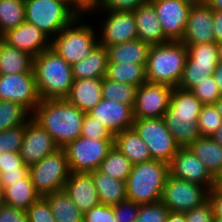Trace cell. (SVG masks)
<instances>
[{"instance_id": "obj_1", "label": "cell", "mask_w": 222, "mask_h": 222, "mask_svg": "<svg viewBox=\"0 0 222 222\" xmlns=\"http://www.w3.org/2000/svg\"><path fill=\"white\" fill-rule=\"evenodd\" d=\"M85 112L66 99L41 100L32 118L51 134L59 148L81 136Z\"/></svg>"}, {"instance_id": "obj_2", "label": "cell", "mask_w": 222, "mask_h": 222, "mask_svg": "<svg viewBox=\"0 0 222 222\" xmlns=\"http://www.w3.org/2000/svg\"><path fill=\"white\" fill-rule=\"evenodd\" d=\"M202 102L191 92L173 88L163 119L179 147H189L200 137L198 116Z\"/></svg>"}, {"instance_id": "obj_3", "label": "cell", "mask_w": 222, "mask_h": 222, "mask_svg": "<svg viewBox=\"0 0 222 222\" xmlns=\"http://www.w3.org/2000/svg\"><path fill=\"white\" fill-rule=\"evenodd\" d=\"M33 70L41 100L66 98L74 82L72 65L53 48L34 57Z\"/></svg>"}, {"instance_id": "obj_4", "label": "cell", "mask_w": 222, "mask_h": 222, "mask_svg": "<svg viewBox=\"0 0 222 222\" xmlns=\"http://www.w3.org/2000/svg\"><path fill=\"white\" fill-rule=\"evenodd\" d=\"M187 57V47L181 41L151 45L146 65L147 81L178 87Z\"/></svg>"}, {"instance_id": "obj_5", "label": "cell", "mask_w": 222, "mask_h": 222, "mask_svg": "<svg viewBox=\"0 0 222 222\" xmlns=\"http://www.w3.org/2000/svg\"><path fill=\"white\" fill-rule=\"evenodd\" d=\"M169 175V164L150 160L132 166L126 180L127 200L140 205L161 201L163 188Z\"/></svg>"}, {"instance_id": "obj_6", "label": "cell", "mask_w": 222, "mask_h": 222, "mask_svg": "<svg viewBox=\"0 0 222 222\" xmlns=\"http://www.w3.org/2000/svg\"><path fill=\"white\" fill-rule=\"evenodd\" d=\"M82 12L70 0H25V21L51 40Z\"/></svg>"}, {"instance_id": "obj_7", "label": "cell", "mask_w": 222, "mask_h": 222, "mask_svg": "<svg viewBox=\"0 0 222 222\" xmlns=\"http://www.w3.org/2000/svg\"><path fill=\"white\" fill-rule=\"evenodd\" d=\"M85 15V12L80 14L51 40V48L70 65L88 56L99 44L97 29L82 22Z\"/></svg>"}, {"instance_id": "obj_8", "label": "cell", "mask_w": 222, "mask_h": 222, "mask_svg": "<svg viewBox=\"0 0 222 222\" xmlns=\"http://www.w3.org/2000/svg\"><path fill=\"white\" fill-rule=\"evenodd\" d=\"M70 175L67 154L59 148L29 167V176L41 197L62 190Z\"/></svg>"}, {"instance_id": "obj_9", "label": "cell", "mask_w": 222, "mask_h": 222, "mask_svg": "<svg viewBox=\"0 0 222 222\" xmlns=\"http://www.w3.org/2000/svg\"><path fill=\"white\" fill-rule=\"evenodd\" d=\"M185 46L188 57L178 88L190 91L198 82L213 75L222 53V45L211 42Z\"/></svg>"}, {"instance_id": "obj_10", "label": "cell", "mask_w": 222, "mask_h": 222, "mask_svg": "<svg viewBox=\"0 0 222 222\" xmlns=\"http://www.w3.org/2000/svg\"><path fill=\"white\" fill-rule=\"evenodd\" d=\"M133 127L149 148L153 160L169 164L180 149L162 117L134 118Z\"/></svg>"}, {"instance_id": "obj_11", "label": "cell", "mask_w": 222, "mask_h": 222, "mask_svg": "<svg viewBox=\"0 0 222 222\" xmlns=\"http://www.w3.org/2000/svg\"><path fill=\"white\" fill-rule=\"evenodd\" d=\"M113 147V139L95 140L83 136L64 147L70 172H90L97 170Z\"/></svg>"}, {"instance_id": "obj_12", "label": "cell", "mask_w": 222, "mask_h": 222, "mask_svg": "<svg viewBox=\"0 0 222 222\" xmlns=\"http://www.w3.org/2000/svg\"><path fill=\"white\" fill-rule=\"evenodd\" d=\"M208 199L209 189L207 187L168 175L161 202L170 212L184 213L203 204Z\"/></svg>"}, {"instance_id": "obj_13", "label": "cell", "mask_w": 222, "mask_h": 222, "mask_svg": "<svg viewBox=\"0 0 222 222\" xmlns=\"http://www.w3.org/2000/svg\"><path fill=\"white\" fill-rule=\"evenodd\" d=\"M88 12L90 14L101 13V15L105 13L102 15L104 20L98 27L99 44L109 46L138 39L136 21L132 11L86 9L85 13Z\"/></svg>"}, {"instance_id": "obj_14", "label": "cell", "mask_w": 222, "mask_h": 222, "mask_svg": "<svg viewBox=\"0 0 222 222\" xmlns=\"http://www.w3.org/2000/svg\"><path fill=\"white\" fill-rule=\"evenodd\" d=\"M0 100L16 102L33 113L41 102L35 73L0 74Z\"/></svg>"}, {"instance_id": "obj_15", "label": "cell", "mask_w": 222, "mask_h": 222, "mask_svg": "<svg viewBox=\"0 0 222 222\" xmlns=\"http://www.w3.org/2000/svg\"><path fill=\"white\" fill-rule=\"evenodd\" d=\"M173 87L145 82L136 89L133 106L134 118H160L169 107Z\"/></svg>"}, {"instance_id": "obj_16", "label": "cell", "mask_w": 222, "mask_h": 222, "mask_svg": "<svg viewBox=\"0 0 222 222\" xmlns=\"http://www.w3.org/2000/svg\"><path fill=\"white\" fill-rule=\"evenodd\" d=\"M169 175L174 178L213 188L217 181L211 176L204 163L189 147H180L169 163Z\"/></svg>"}, {"instance_id": "obj_17", "label": "cell", "mask_w": 222, "mask_h": 222, "mask_svg": "<svg viewBox=\"0 0 222 222\" xmlns=\"http://www.w3.org/2000/svg\"><path fill=\"white\" fill-rule=\"evenodd\" d=\"M169 41H181L191 5L181 0H150Z\"/></svg>"}, {"instance_id": "obj_18", "label": "cell", "mask_w": 222, "mask_h": 222, "mask_svg": "<svg viewBox=\"0 0 222 222\" xmlns=\"http://www.w3.org/2000/svg\"><path fill=\"white\" fill-rule=\"evenodd\" d=\"M57 149L59 147L51 134L33 118L25 124V134L19 153L26 166L36 164Z\"/></svg>"}, {"instance_id": "obj_19", "label": "cell", "mask_w": 222, "mask_h": 222, "mask_svg": "<svg viewBox=\"0 0 222 222\" xmlns=\"http://www.w3.org/2000/svg\"><path fill=\"white\" fill-rule=\"evenodd\" d=\"M181 42L185 45L215 42L213 9L207 3L191 6Z\"/></svg>"}, {"instance_id": "obj_20", "label": "cell", "mask_w": 222, "mask_h": 222, "mask_svg": "<svg viewBox=\"0 0 222 222\" xmlns=\"http://www.w3.org/2000/svg\"><path fill=\"white\" fill-rule=\"evenodd\" d=\"M1 38L9 45L37 56L51 47V39L33 24L24 21L16 28L8 30Z\"/></svg>"}, {"instance_id": "obj_21", "label": "cell", "mask_w": 222, "mask_h": 222, "mask_svg": "<svg viewBox=\"0 0 222 222\" xmlns=\"http://www.w3.org/2000/svg\"><path fill=\"white\" fill-rule=\"evenodd\" d=\"M88 113L102 122L113 135L133 127V108L115 100L102 99Z\"/></svg>"}, {"instance_id": "obj_22", "label": "cell", "mask_w": 222, "mask_h": 222, "mask_svg": "<svg viewBox=\"0 0 222 222\" xmlns=\"http://www.w3.org/2000/svg\"><path fill=\"white\" fill-rule=\"evenodd\" d=\"M64 190L83 213L100 204L95 182L90 172H70Z\"/></svg>"}, {"instance_id": "obj_23", "label": "cell", "mask_w": 222, "mask_h": 222, "mask_svg": "<svg viewBox=\"0 0 222 222\" xmlns=\"http://www.w3.org/2000/svg\"><path fill=\"white\" fill-rule=\"evenodd\" d=\"M133 13L136 21L138 39L150 45L169 42L163 33L162 25L158 20L151 1L140 5Z\"/></svg>"}, {"instance_id": "obj_24", "label": "cell", "mask_w": 222, "mask_h": 222, "mask_svg": "<svg viewBox=\"0 0 222 222\" xmlns=\"http://www.w3.org/2000/svg\"><path fill=\"white\" fill-rule=\"evenodd\" d=\"M103 78L74 80L66 100L87 113L102 100Z\"/></svg>"}, {"instance_id": "obj_25", "label": "cell", "mask_w": 222, "mask_h": 222, "mask_svg": "<svg viewBox=\"0 0 222 222\" xmlns=\"http://www.w3.org/2000/svg\"><path fill=\"white\" fill-rule=\"evenodd\" d=\"M113 145L123 153L133 165L152 160L149 148L134 127L116 133L114 135Z\"/></svg>"}, {"instance_id": "obj_26", "label": "cell", "mask_w": 222, "mask_h": 222, "mask_svg": "<svg viewBox=\"0 0 222 222\" xmlns=\"http://www.w3.org/2000/svg\"><path fill=\"white\" fill-rule=\"evenodd\" d=\"M189 148L204 163L211 176L222 182V146L211 137L200 136Z\"/></svg>"}, {"instance_id": "obj_27", "label": "cell", "mask_w": 222, "mask_h": 222, "mask_svg": "<svg viewBox=\"0 0 222 222\" xmlns=\"http://www.w3.org/2000/svg\"><path fill=\"white\" fill-rule=\"evenodd\" d=\"M105 47L108 52V62L147 65L151 45L135 39Z\"/></svg>"}, {"instance_id": "obj_28", "label": "cell", "mask_w": 222, "mask_h": 222, "mask_svg": "<svg viewBox=\"0 0 222 222\" xmlns=\"http://www.w3.org/2000/svg\"><path fill=\"white\" fill-rule=\"evenodd\" d=\"M108 64V52L104 45L98 44L93 51L81 61L72 65L74 80L104 78Z\"/></svg>"}, {"instance_id": "obj_29", "label": "cell", "mask_w": 222, "mask_h": 222, "mask_svg": "<svg viewBox=\"0 0 222 222\" xmlns=\"http://www.w3.org/2000/svg\"><path fill=\"white\" fill-rule=\"evenodd\" d=\"M34 57L9 45L0 37V74L34 72Z\"/></svg>"}, {"instance_id": "obj_30", "label": "cell", "mask_w": 222, "mask_h": 222, "mask_svg": "<svg viewBox=\"0 0 222 222\" xmlns=\"http://www.w3.org/2000/svg\"><path fill=\"white\" fill-rule=\"evenodd\" d=\"M90 174L95 182L101 204L113 206L127 200L126 181L112 178L98 169L90 171Z\"/></svg>"}, {"instance_id": "obj_31", "label": "cell", "mask_w": 222, "mask_h": 222, "mask_svg": "<svg viewBox=\"0 0 222 222\" xmlns=\"http://www.w3.org/2000/svg\"><path fill=\"white\" fill-rule=\"evenodd\" d=\"M40 198L29 174L20 181L9 182V186L4 189L5 204L19 209L26 210Z\"/></svg>"}, {"instance_id": "obj_32", "label": "cell", "mask_w": 222, "mask_h": 222, "mask_svg": "<svg viewBox=\"0 0 222 222\" xmlns=\"http://www.w3.org/2000/svg\"><path fill=\"white\" fill-rule=\"evenodd\" d=\"M43 198L48 202L56 222H83V212L77 208L64 189Z\"/></svg>"}, {"instance_id": "obj_33", "label": "cell", "mask_w": 222, "mask_h": 222, "mask_svg": "<svg viewBox=\"0 0 222 222\" xmlns=\"http://www.w3.org/2000/svg\"><path fill=\"white\" fill-rule=\"evenodd\" d=\"M112 81L139 87L147 82L146 65L108 62L106 76Z\"/></svg>"}, {"instance_id": "obj_34", "label": "cell", "mask_w": 222, "mask_h": 222, "mask_svg": "<svg viewBox=\"0 0 222 222\" xmlns=\"http://www.w3.org/2000/svg\"><path fill=\"white\" fill-rule=\"evenodd\" d=\"M132 166V162L113 145L98 170L112 178L126 181Z\"/></svg>"}, {"instance_id": "obj_35", "label": "cell", "mask_w": 222, "mask_h": 222, "mask_svg": "<svg viewBox=\"0 0 222 222\" xmlns=\"http://www.w3.org/2000/svg\"><path fill=\"white\" fill-rule=\"evenodd\" d=\"M25 21V0H0V37Z\"/></svg>"}, {"instance_id": "obj_36", "label": "cell", "mask_w": 222, "mask_h": 222, "mask_svg": "<svg viewBox=\"0 0 222 222\" xmlns=\"http://www.w3.org/2000/svg\"><path fill=\"white\" fill-rule=\"evenodd\" d=\"M32 113L16 102L0 100V131L26 124Z\"/></svg>"}, {"instance_id": "obj_37", "label": "cell", "mask_w": 222, "mask_h": 222, "mask_svg": "<svg viewBox=\"0 0 222 222\" xmlns=\"http://www.w3.org/2000/svg\"><path fill=\"white\" fill-rule=\"evenodd\" d=\"M137 87L103 78L102 99L115 100L133 108Z\"/></svg>"}, {"instance_id": "obj_38", "label": "cell", "mask_w": 222, "mask_h": 222, "mask_svg": "<svg viewBox=\"0 0 222 222\" xmlns=\"http://www.w3.org/2000/svg\"><path fill=\"white\" fill-rule=\"evenodd\" d=\"M197 123L200 136L211 137L222 125V116L214 104L203 105Z\"/></svg>"}, {"instance_id": "obj_39", "label": "cell", "mask_w": 222, "mask_h": 222, "mask_svg": "<svg viewBox=\"0 0 222 222\" xmlns=\"http://www.w3.org/2000/svg\"><path fill=\"white\" fill-rule=\"evenodd\" d=\"M190 91L202 102L203 105L215 104V102L222 96L213 75L198 82V84Z\"/></svg>"}, {"instance_id": "obj_40", "label": "cell", "mask_w": 222, "mask_h": 222, "mask_svg": "<svg viewBox=\"0 0 222 222\" xmlns=\"http://www.w3.org/2000/svg\"><path fill=\"white\" fill-rule=\"evenodd\" d=\"M25 134V124L0 131V154L20 152Z\"/></svg>"}, {"instance_id": "obj_41", "label": "cell", "mask_w": 222, "mask_h": 222, "mask_svg": "<svg viewBox=\"0 0 222 222\" xmlns=\"http://www.w3.org/2000/svg\"><path fill=\"white\" fill-rule=\"evenodd\" d=\"M81 136L95 140L114 139V135L111 131L104 126L102 122L97 120V118L92 117L88 112L85 113L82 122Z\"/></svg>"}, {"instance_id": "obj_42", "label": "cell", "mask_w": 222, "mask_h": 222, "mask_svg": "<svg viewBox=\"0 0 222 222\" xmlns=\"http://www.w3.org/2000/svg\"><path fill=\"white\" fill-rule=\"evenodd\" d=\"M169 209L161 201L140 205L137 219L134 222H166Z\"/></svg>"}, {"instance_id": "obj_43", "label": "cell", "mask_w": 222, "mask_h": 222, "mask_svg": "<svg viewBox=\"0 0 222 222\" xmlns=\"http://www.w3.org/2000/svg\"><path fill=\"white\" fill-rule=\"evenodd\" d=\"M150 0H95L87 4L86 9H103L112 11H134Z\"/></svg>"}, {"instance_id": "obj_44", "label": "cell", "mask_w": 222, "mask_h": 222, "mask_svg": "<svg viewBox=\"0 0 222 222\" xmlns=\"http://www.w3.org/2000/svg\"><path fill=\"white\" fill-rule=\"evenodd\" d=\"M28 222H56L48 202L41 197L26 210Z\"/></svg>"}, {"instance_id": "obj_45", "label": "cell", "mask_w": 222, "mask_h": 222, "mask_svg": "<svg viewBox=\"0 0 222 222\" xmlns=\"http://www.w3.org/2000/svg\"><path fill=\"white\" fill-rule=\"evenodd\" d=\"M140 204L125 200L113 205L114 222H134L139 213Z\"/></svg>"}, {"instance_id": "obj_46", "label": "cell", "mask_w": 222, "mask_h": 222, "mask_svg": "<svg viewBox=\"0 0 222 222\" xmlns=\"http://www.w3.org/2000/svg\"><path fill=\"white\" fill-rule=\"evenodd\" d=\"M184 213L186 222H214V209L209 199L203 204Z\"/></svg>"}, {"instance_id": "obj_47", "label": "cell", "mask_w": 222, "mask_h": 222, "mask_svg": "<svg viewBox=\"0 0 222 222\" xmlns=\"http://www.w3.org/2000/svg\"><path fill=\"white\" fill-rule=\"evenodd\" d=\"M83 222H114V208L100 203L83 213Z\"/></svg>"}, {"instance_id": "obj_48", "label": "cell", "mask_w": 222, "mask_h": 222, "mask_svg": "<svg viewBox=\"0 0 222 222\" xmlns=\"http://www.w3.org/2000/svg\"><path fill=\"white\" fill-rule=\"evenodd\" d=\"M4 170H29L24 164L19 152H4L0 154V172Z\"/></svg>"}, {"instance_id": "obj_49", "label": "cell", "mask_w": 222, "mask_h": 222, "mask_svg": "<svg viewBox=\"0 0 222 222\" xmlns=\"http://www.w3.org/2000/svg\"><path fill=\"white\" fill-rule=\"evenodd\" d=\"M0 222H28V216L25 210L4 204L0 208Z\"/></svg>"}, {"instance_id": "obj_50", "label": "cell", "mask_w": 222, "mask_h": 222, "mask_svg": "<svg viewBox=\"0 0 222 222\" xmlns=\"http://www.w3.org/2000/svg\"><path fill=\"white\" fill-rule=\"evenodd\" d=\"M209 200L214 209L215 217H222V182H217L216 185L209 190Z\"/></svg>"}, {"instance_id": "obj_51", "label": "cell", "mask_w": 222, "mask_h": 222, "mask_svg": "<svg viewBox=\"0 0 222 222\" xmlns=\"http://www.w3.org/2000/svg\"><path fill=\"white\" fill-rule=\"evenodd\" d=\"M29 174V170H4L0 172V185L3 190L9 186V182L20 181Z\"/></svg>"}, {"instance_id": "obj_52", "label": "cell", "mask_w": 222, "mask_h": 222, "mask_svg": "<svg viewBox=\"0 0 222 222\" xmlns=\"http://www.w3.org/2000/svg\"><path fill=\"white\" fill-rule=\"evenodd\" d=\"M213 32L215 42L222 45V11L213 10Z\"/></svg>"}, {"instance_id": "obj_53", "label": "cell", "mask_w": 222, "mask_h": 222, "mask_svg": "<svg viewBox=\"0 0 222 222\" xmlns=\"http://www.w3.org/2000/svg\"><path fill=\"white\" fill-rule=\"evenodd\" d=\"M213 77L222 93V53L220 55V59L216 66V69L213 73Z\"/></svg>"}, {"instance_id": "obj_54", "label": "cell", "mask_w": 222, "mask_h": 222, "mask_svg": "<svg viewBox=\"0 0 222 222\" xmlns=\"http://www.w3.org/2000/svg\"><path fill=\"white\" fill-rule=\"evenodd\" d=\"M166 222H186L185 213L169 212Z\"/></svg>"}, {"instance_id": "obj_55", "label": "cell", "mask_w": 222, "mask_h": 222, "mask_svg": "<svg viewBox=\"0 0 222 222\" xmlns=\"http://www.w3.org/2000/svg\"><path fill=\"white\" fill-rule=\"evenodd\" d=\"M213 10L222 11V0H207L206 2Z\"/></svg>"}, {"instance_id": "obj_56", "label": "cell", "mask_w": 222, "mask_h": 222, "mask_svg": "<svg viewBox=\"0 0 222 222\" xmlns=\"http://www.w3.org/2000/svg\"><path fill=\"white\" fill-rule=\"evenodd\" d=\"M211 138L222 146V125L218 130L211 136Z\"/></svg>"}, {"instance_id": "obj_57", "label": "cell", "mask_w": 222, "mask_h": 222, "mask_svg": "<svg viewBox=\"0 0 222 222\" xmlns=\"http://www.w3.org/2000/svg\"><path fill=\"white\" fill-rule=\"evenodd\" d=\"M82 13L86 10V4L82 0H70Z\"/></svg>"}, {"instance_id": "obj_58", "label": "cell", "mask_w": 222, "mask_h": 222, "mask_svg": "<svg viewBox=\"0 0 222 222\" xmlns=\"http://www.w3.org/2000/svg\"><path fill=\"white\" fill-rule=\"evenodd\" d=\"M181 1L188 3L191 6L200 5L207 2V0H181Z\"/></svg>"}, {"instance_id": "obj_59", "label": "cell", "mask_w": 222, "mask_h": 222, "mask_svg": "<svg viewBox=\"0 0 222 222\" xmlns=\"http://www.w3.org/2000/svg\"><path fill=\"white\" fill-rule=\"evenodd\" d=\"M215 107L217 109V111L220 113V115L222 116V96L215 102Z\"/></svg>"}, {"instance_id": "obj_60", "label": "cell", "mask_w": 222, "mask_h": 222, "mask_svg": "<svg viewBox=\"0 0 222 222\" xmlns=\"http://www.w3.org/2000/svg\"><path fill=\"white\" fill-rule=\"evenodd\" d=\"M5 202H4V190L3 188L1 187L0 185V208L2 207V205H4Z\"/></svg>"}, {"instance_id": "obj_61", "label": "cell", "mask_w": 222, "mask_h": 222, "mask_svg": "<svg viewBox=\"0 0 222 222\" xmlns=\"http://www.w3.org/2000/svg\"><path fill=\"white\" fill-rule=\"evenodd\" d=\"M214 222H222V217H214Z\"/></svg>"}, {"instance_id": "obj_62", "label": "cell", "mask_w": 222, "mask_h": 222, "mask_svg": "<svg viewBox=\"0 0 222 222\" xmlns=\"http://www.w3.org/2000/svg\"><path fill=\"white\" fill-rule=\"evenodd\" d=\"M86 5L94 2L95 0H82Z\"/></svg>"}]
</instances>
